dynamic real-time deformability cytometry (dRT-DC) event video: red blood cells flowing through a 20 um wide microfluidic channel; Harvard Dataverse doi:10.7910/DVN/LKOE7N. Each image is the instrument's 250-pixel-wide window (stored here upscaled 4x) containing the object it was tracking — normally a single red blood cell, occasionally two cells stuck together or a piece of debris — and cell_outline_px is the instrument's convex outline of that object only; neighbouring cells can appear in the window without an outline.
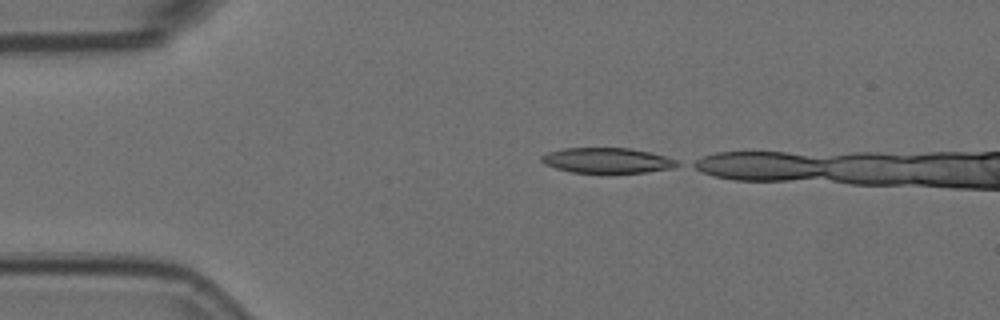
{"species": "Egyptian fruit bat (a non-hibernating species)", "species_latin": "Rousettus aegyptiacus", "temperature_condition": "room temperature", "stored_images_in_passage": 7, "camera_frame_rate_fps": 3000, "um_per_image_px": 0.085, "animal": {"sex": "female"}, "frame": {"image": 1, "passage_image": 1, "time_ms": 0.0, "image_size_px": [1000, 320], "cell_outline_px": [[680, 164], [672, 168], [644, 172], [572, 172], [556, 168], [544, 164], [540, 160], [540, 156], [548, 152], [564, 148], [628, 148], [648, 152], [664, 156], [676, 160]], "centroid_in_image_um": [51.56, 13.63], "position_along_channel_um": 33.4, "area_um2": 19.65}}